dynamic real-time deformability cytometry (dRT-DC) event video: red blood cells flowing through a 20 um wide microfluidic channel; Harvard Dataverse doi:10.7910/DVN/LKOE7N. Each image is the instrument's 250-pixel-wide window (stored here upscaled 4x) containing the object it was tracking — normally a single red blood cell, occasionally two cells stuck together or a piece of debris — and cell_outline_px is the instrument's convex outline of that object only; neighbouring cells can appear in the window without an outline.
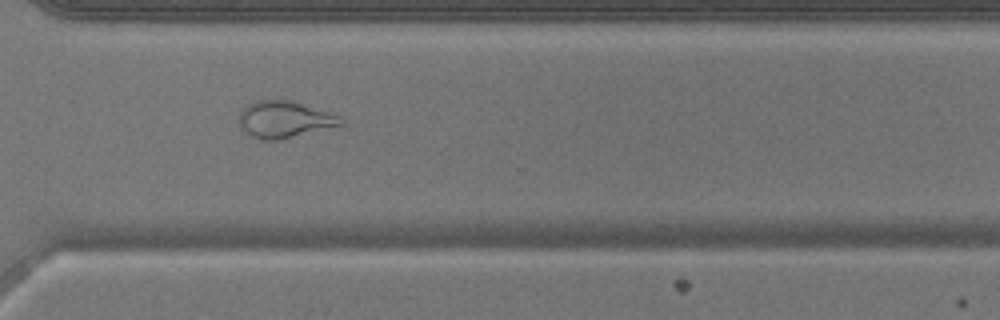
{"species": "common noctule bat (a hibernating species)", "species_latin": "Nyctalus noctula", "temperature_condition": "warm", "stored_images_in_passage": 47, "camera_frame_rate_fps": 3000, "um_per_image_px": 0.085, "animal": {"sex": "male", "body_mass_g": 17.9}, "frame": {"image": 1, "passage_image": 34, "time_ms": 11.0, "image_size_px": [1000, 320], "cell_outline_px": [[344, 124], [280, 140], [264, 140], [248, 136], [240, 128], [240, 112], [248, 104], [256, 100], [292, 100], [328, 112], [344, 120]], "centroid_in_image_um": [24.13, 10.16], "position_along_channel_um": 346.5, "area_um2": 21.68}}